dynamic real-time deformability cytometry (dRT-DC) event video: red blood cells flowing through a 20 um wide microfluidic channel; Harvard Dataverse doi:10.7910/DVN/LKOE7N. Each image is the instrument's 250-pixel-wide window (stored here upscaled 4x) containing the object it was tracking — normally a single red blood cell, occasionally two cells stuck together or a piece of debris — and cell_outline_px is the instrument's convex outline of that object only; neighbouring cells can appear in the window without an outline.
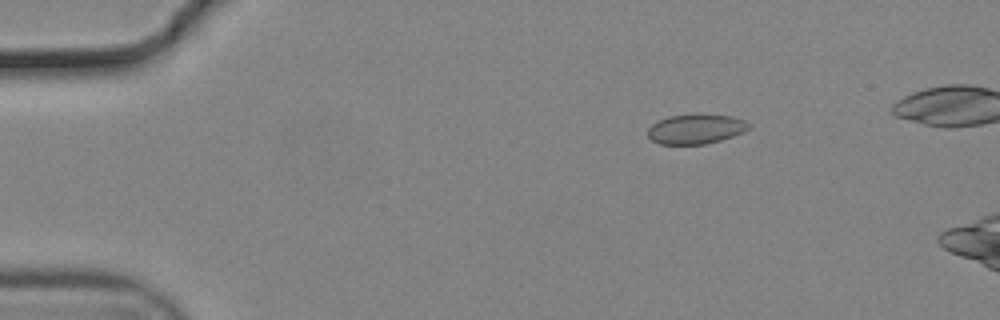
{"species": "common noctule bat (a hibernating species)", "species_latin": "Nyctalus noctula", "temperature_condition": "cold", "stored_images_in_passage": 8, "camera_frame_rate_fps": 3000, "um_per_image_px": 0.085, "animal": {"sex": "male", "body_mass_g": 19.2, "forearm_length_mm": 51.8}, "frame": {"image": 1, "passage_image": 1, "time_ms": 0.0, "image_size_px": [1000, 320], "cell_outline_px": [[752, 124], [744, 132], [720, 140], [704, 144], [660, 144], [652, 140], [648, 136], [648, 128], [652, 124], [668, 116], [696, 112], [700, 112], [732, 116], [744, 120]], "centroid_in_image_um": [59.16, 10.92], "position_along_channel_um": 25.8, "area_um2": 17.92}}